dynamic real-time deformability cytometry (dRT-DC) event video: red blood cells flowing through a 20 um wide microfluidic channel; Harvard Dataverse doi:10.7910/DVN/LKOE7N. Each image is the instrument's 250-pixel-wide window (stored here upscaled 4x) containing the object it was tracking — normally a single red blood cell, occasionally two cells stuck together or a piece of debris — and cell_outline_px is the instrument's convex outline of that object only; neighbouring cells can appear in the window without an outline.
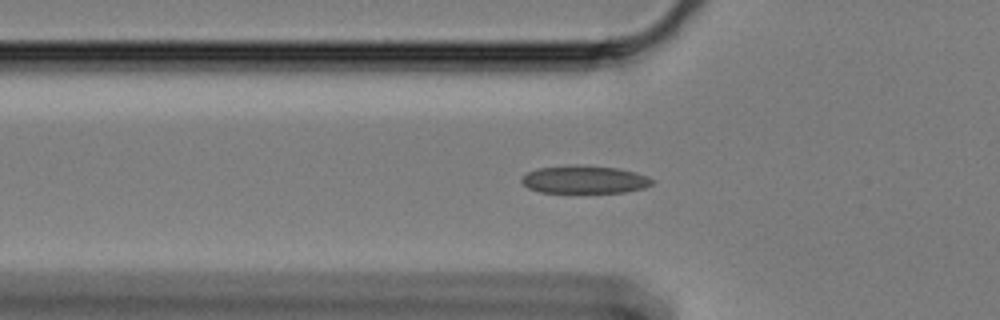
{"species": "Egyptian fruit bat (a non-hibernating species)", "species_latin": "Rousettus aegyptiacus", "temperature_condition": "cold", "stored_images_in_passage": 17, "camera_frame_rate_fps": 3000, "um_per_image_px": 0.085, "animal": {"sex": "female"}, "frame": {"image": 1, "passage_image": 7, "time_ms": 2.0, "image_size_px": [1000, 320], "cell_outline_px": [[652, 184], [644, 188], [624, 192], [540, 192], [528, 188], [520, 180], [520, 176], [536, 168], [568, 164], [580, 164], [616, 168], [632, 172], [644, 176], [652, 180]], "centroid_in_image_um": [49.58, 15.24], "position_along_channel_um": 76.2, "area_um2": 21.15}}
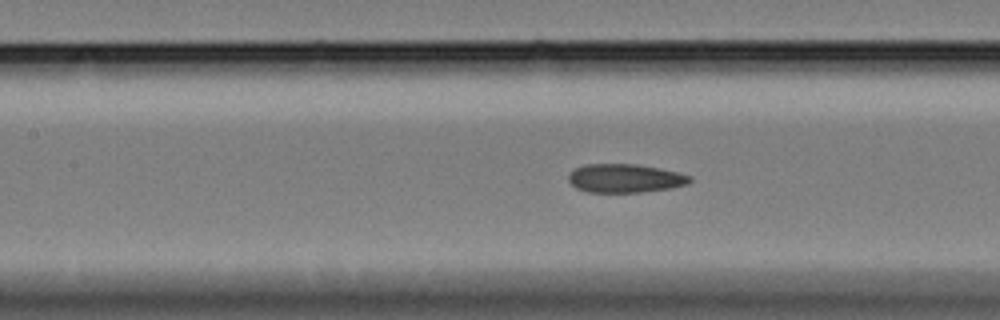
{"frame": {"image": 2, "passage_image": 14, "time_ms": 4.333, "image_size_px": [1000, 320], "cell_outline_px": [[692, 180], [688, 184], [672, 188], [640, 192], [588, 192], [576, 188], [568, 180], [568, 176], [576, 168], [584, 164], [636, 164], [660, 168], [692, 176]], "centroid_in_image_um": [53.15, 15.15], "position_along_channel_um": 154.3, "area_um2": 20.23}}
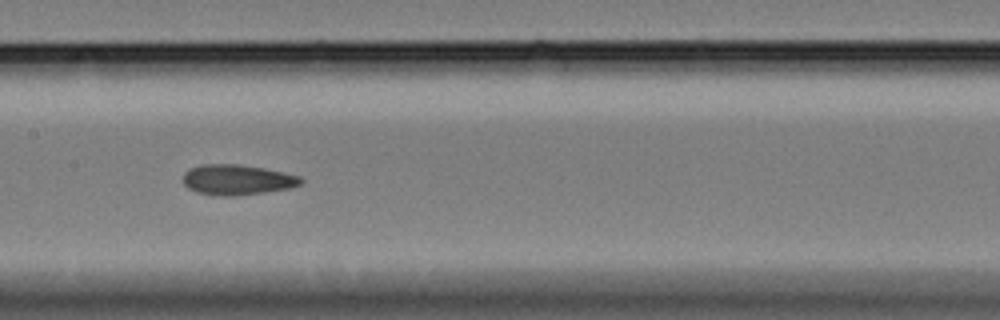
{"frame": {"image": 3, "passage_image": 17, "time_ms": 5.333, "image_size_px": [1000, 320], "cell_outline_px": [[304, 180], [300, 184], [288, 188], [236, 196], [220, 196], [196, 192], [188, 188], [184, 184], [184, 172], [188, 168], [200, 164], [240, 164], [264, 168], [300, 176]], "centroid_in_image_um": [20.12, 15.27], "position_along_channel_um": 187.3, "area_um2": 20.81}}